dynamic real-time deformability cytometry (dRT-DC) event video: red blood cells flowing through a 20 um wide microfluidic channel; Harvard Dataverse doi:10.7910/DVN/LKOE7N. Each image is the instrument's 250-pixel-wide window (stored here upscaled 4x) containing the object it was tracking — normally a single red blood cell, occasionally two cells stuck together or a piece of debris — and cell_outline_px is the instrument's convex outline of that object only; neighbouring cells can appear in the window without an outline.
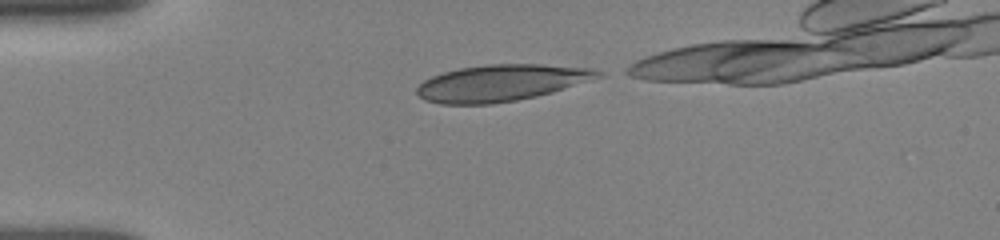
{"species": "human", "species_latin": "Homo sapiens", "temperature_condition": "room temperature", "stored_images_in_passage": 12, "segment_of_instrument_passage": [1, 2], "camera_frame_rate_fps": 3000, "um_per_image_px": 0.085, "donor": {"sex": "female"}, "frame": {"image": 1, "passage_image": 1, "time_ms": 0.0, "image_size_px": [1000, 240], "cell_outline_px": [[604, 76], [552, 92], [536, 96], [516, 100], [492, 104], [440, 104], [424, 100], [416, 92], [416, 88], [424, 80], [432, 76], [444, 72], [460, 68], [488, 64], [540, 64], [592, 68], [604, 72]], "centroid_in_image_um": [42.61, 7.04], "position_along_channel_um": 42.4, "area_um2": 38.55}}
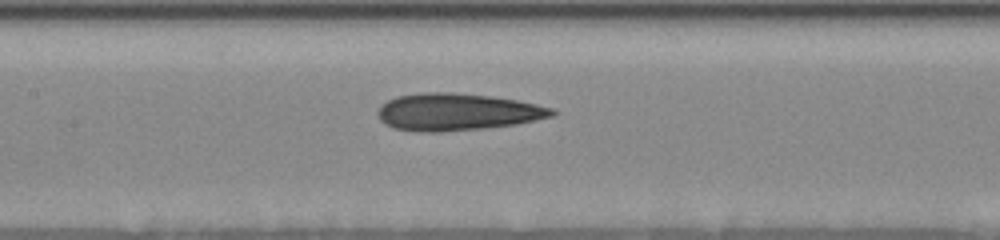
{"frame": {"image": 2, "passage_image": 8, "time_ms": 4.0, "image_size_px": [1000, 240], "cell_outline_px": [[560, 112], [556, 116], [516, 124], [484, 128], [440, 132], [420, 132], [392, 128], [384, 124], [380, 120], [376, 112], [380, 104], [396, 96], [420, 92], [452, 92], [492, 96], [516, 100], [536, 104], [552, 108]], "centroid_in_image_um": [38.84, 9.51], "position_along_channel_um": 168.6, "area_um2": 38.21}}
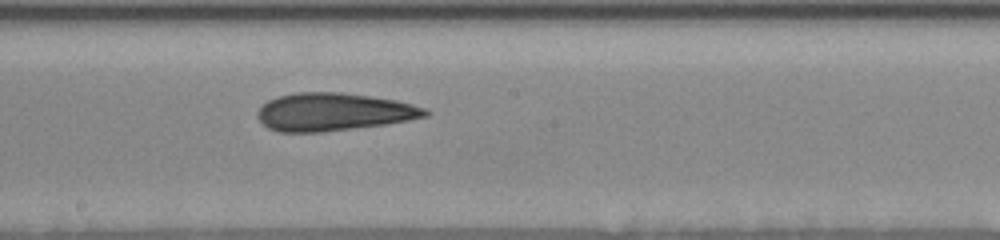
{"frame": {"image": 3, "passage_image": 11, "time_ms": 5.333, "image_size_px": [1000, 240], "cell_outline_px": [[432, 112], [428, 116], [408, 120], [384, 124], [320, 132], [280, 132], [268, 128], [256, 116], [256, 112], [268, 100], [276, 96], [296, 92], [340, 92], [396, 100], [428, 108]], "centroid_in_image_um": [28.35, 9.5], "position_along_channel_um": 219.8, "area_um2": 36.93}}